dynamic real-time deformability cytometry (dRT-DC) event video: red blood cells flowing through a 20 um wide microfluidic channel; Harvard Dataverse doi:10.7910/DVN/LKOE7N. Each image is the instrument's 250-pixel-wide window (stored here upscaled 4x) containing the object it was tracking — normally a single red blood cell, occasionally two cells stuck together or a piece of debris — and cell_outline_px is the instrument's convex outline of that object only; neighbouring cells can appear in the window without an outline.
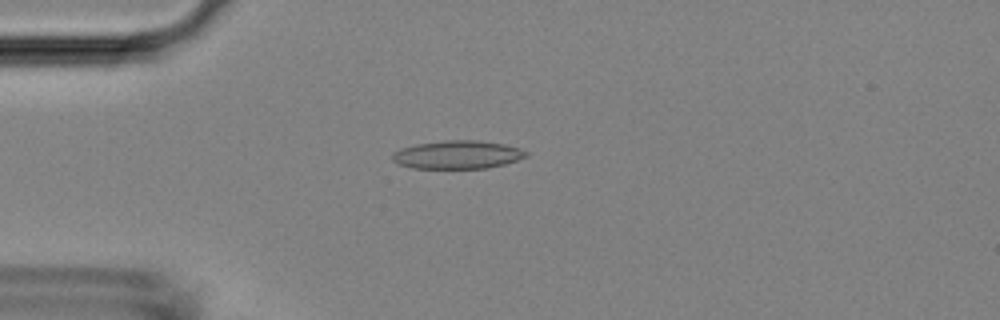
{"species": "Egyptian fruit bat (a non-hibernating species)", "species_latin": "Rousettus aegyptiacus", "temperature_condition": "room temperature", "stored_images_in_passage": 5, "camera_frame_rate_fps": 3000, "um_per_image_px": 0.085, "animal": {"sex": "female"}, "frame": {"image": 1, "passage_image": 3, "time_ms": 3.333, "image_size_px": [1000, 320], "cell_outline_px": [[528, 156], [504, 164], [488, 168], [412, 168], [396, 164], [392, 160], [392, 152], [400, 148], [416, 144], [444, 140], [476, 140], [504, 144], [520, 148], [528, 152]], "centroid_in_image_um": [38.85, 13.15], "position_along_channel_um": 46.1, "area_um2": 22.14}}